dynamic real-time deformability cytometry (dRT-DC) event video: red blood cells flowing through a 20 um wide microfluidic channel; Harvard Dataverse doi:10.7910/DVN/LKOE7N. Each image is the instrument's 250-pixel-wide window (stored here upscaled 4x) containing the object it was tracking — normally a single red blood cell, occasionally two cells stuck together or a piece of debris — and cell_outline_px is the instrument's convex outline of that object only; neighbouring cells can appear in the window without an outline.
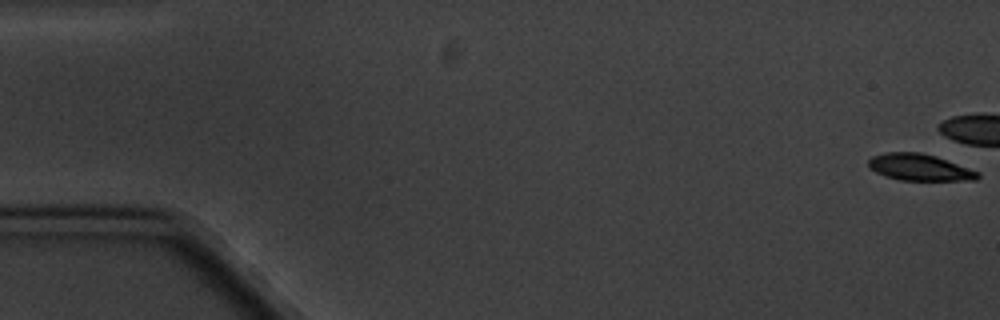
{"species": "common noctule bat (a hibernating species)", "species_latin": "Nyctalus noctula", "temperature_condition": "cold", "stored_images_in_passage": 10, "camera_frame_rate_fps": 3000, "um_per_image_px": 0.085, "animal": {"sex": "male", "body_mass_g": 20.1, "forearm_length_mm": 53.5}, "frame": {"image": 1, "passage_image": 1, "time_ms": 0.0, "image_size_px": [1000, 320], "cell_outline_px": [[980, 176], [976, 180], [900, 180], [884, 176], [868, 168], [868, 160], [872, 156], [884, 152], [920, 152], [936, 156], [980, 172]], "centroid_in_image_um": [78.13, 14.22], "position_along_channel_um": 6.9, "area_um2": 17.05}}